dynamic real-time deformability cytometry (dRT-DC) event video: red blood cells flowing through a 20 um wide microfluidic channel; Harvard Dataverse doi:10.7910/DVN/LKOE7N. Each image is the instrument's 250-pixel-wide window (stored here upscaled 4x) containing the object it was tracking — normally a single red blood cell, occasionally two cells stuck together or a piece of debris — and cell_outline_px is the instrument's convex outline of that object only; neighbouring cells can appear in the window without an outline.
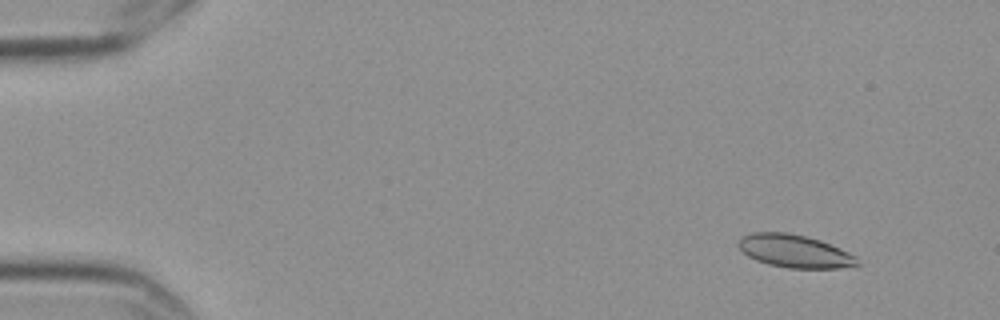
{"species": "Egyptian fruit bat (a non-hibernating species)", "species_latin": "Rousettus aegyptiacus", "temperature_condition": "cold", "stored_images_in_passage": 6, "camera_frame_rate_fps": 3000, "um_per_image_px": 0.085, "frame": {"image": 1, "passage_image": 2, "time_ms": 0.333, "image_size_px": [1000, 320], "cell_outline_px": [[860, 264], [840, 268], [788, 268], [768, 264], [756, 260], [748, 256], [736, 244], [740, 236], [752, 232], [788, 232], [820, 240], [848, 252], [856, 256]], "centroid_in_image_um": [67.5, 21.34], "position_along_channel_um": 17.5, "area_um2": 22.77}}
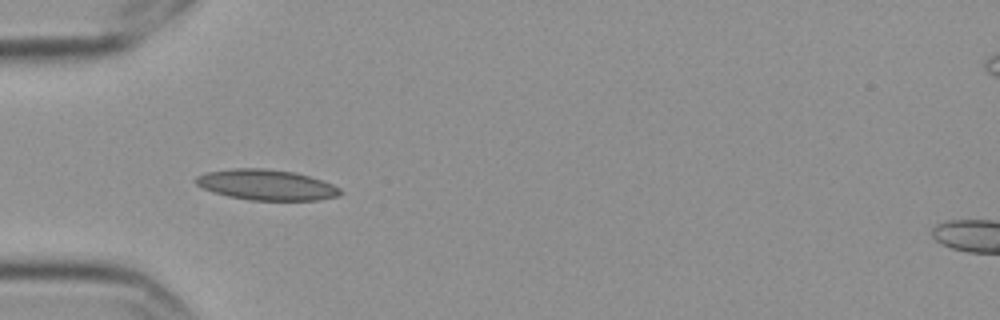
{"frame": {"image": 2, "passage_image": 5, "time_ms": 1.333, "image_size_px": [1000, 320], "cell_outline_px": [[344, 192], [340, 196], [320, 200], [248, 200], [228, 196], [212, 192], [196, 184], [192, 180], [196, 176], [204, 172], [232, 168], [264, 168], [296, 172], [332, 184], [340, 188]], "centroid_in_image_um": [22.63, 15.71], "position_along_channel_um": 62.4, "area_um2": 26.01}}
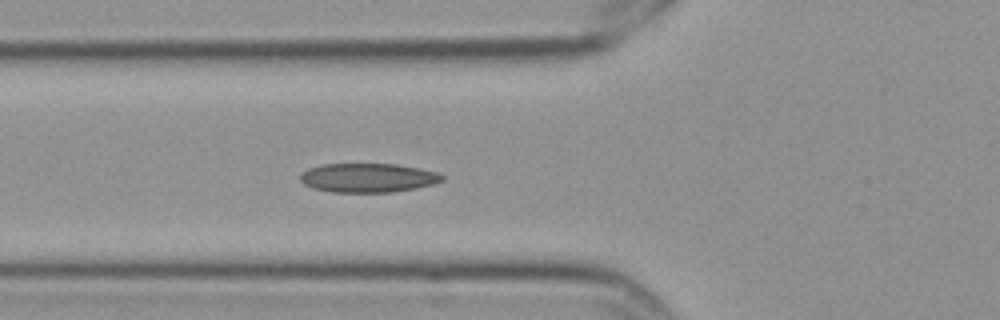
{"frame": {"image": 3, "passage_image": 6, "time_ms": 1.667, "image_size_px": [1000, 320], "cell_outline_px": [[444, 180], [436, 184], [416, 188], [392, 192], [332, 192], [312, 188], [304, 184], [300, 180], [300, 176], [308, 168], [320, 164], [396, 164], [420, 168], [436, 172], [444, 176]], "centroid_in_image_um": [31.3, 15.11], "position_along_channel_um": 94.5, "area_um2": 24.16}}